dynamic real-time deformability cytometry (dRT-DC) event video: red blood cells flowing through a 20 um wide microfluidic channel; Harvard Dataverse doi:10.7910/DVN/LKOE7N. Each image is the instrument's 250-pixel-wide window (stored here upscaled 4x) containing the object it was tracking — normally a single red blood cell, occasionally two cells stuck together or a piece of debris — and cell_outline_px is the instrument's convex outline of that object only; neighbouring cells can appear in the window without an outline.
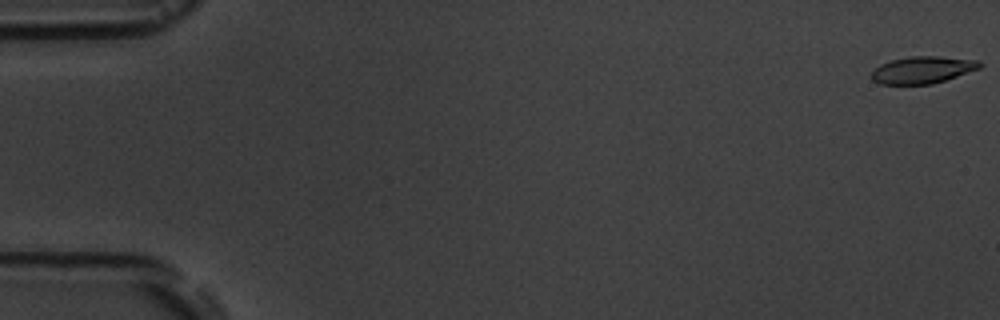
{"species": "common noctule bat (a hibernating species)", "species_latin": "Nyctalus noctula", "temperature_condition": "room temperature", "stored_images_in_passage": 6, "camera_frame_rate_fps": 3000, "um_per_image_px": 0.085, "animal": {"sex": "male", "body_mass_g": 19.5, "forearm_length_mm": 54.6}, "frame": {"image": 1, "passage_image": 1, "time_ms": 0.0, "image_size_px": [1000, 320], "cell_outline_px": [[984, 64], [980, 68], [932, 84], [880, 84], [872, 80], [872, 72], [880, 64], [892, 60], [908, 56], [940, 56], [980, 60]], "centroid_in_image_um": [78.44, 5.93], "position_along_channel_um": 6.6, "area_um2": 17.05}}
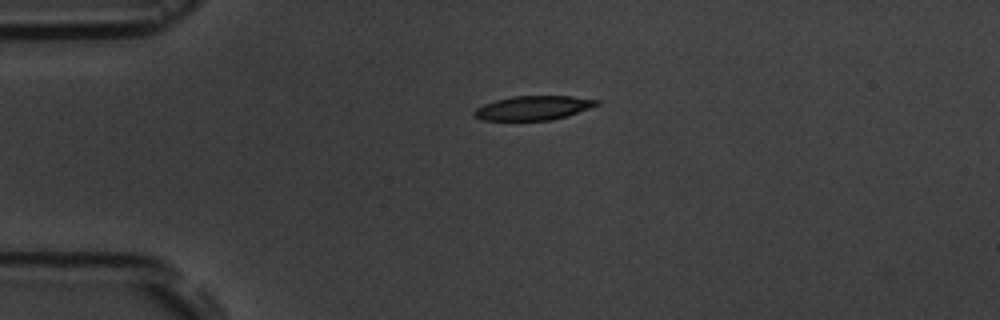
{"frame": {"image": 2, "passage_image": 4, "time_ms": 4.333, "image_size_px": [1000, 320], "cell_outline_px": [[600, 104], [568, 116], [552, 120], [480, 120], [472, 112], [476, 108], [484, 104], [496, 100], [512, 96], [572, 96], [600, 100]], "centroid_in_image_um": [45.35, 9.17], "position_along_channel_um": 39.6, "area_um2": 17.28}}
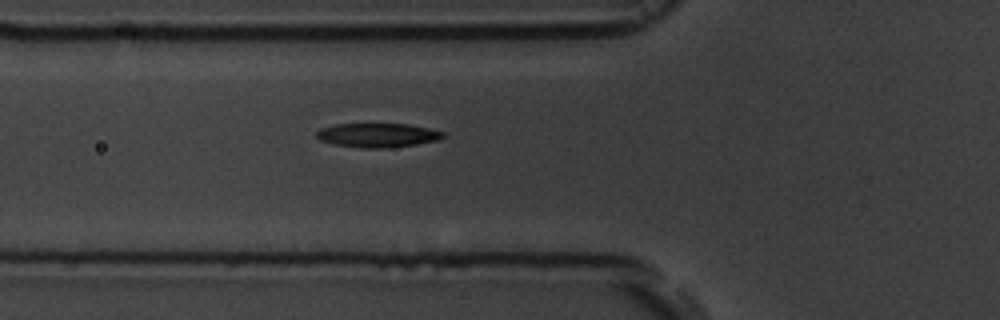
{"frame": {"image": 3, "passage_image": 6, "time_ms": 6.667, "image_size_px": [1000, 320], "cell_outline_px": [[448, 136], [440, 140], [416, 144], [388, 148], [360, 148], [336, 144], [320, 140], [316, 136], [316, 132], [320, 128], [336, 124], [408, 124], [428, 128], [444, 132]], "centroid_in_image_um": [32.14, 11.49], "position_along_channel_um": 93.7, "area_um2": 17.86}}